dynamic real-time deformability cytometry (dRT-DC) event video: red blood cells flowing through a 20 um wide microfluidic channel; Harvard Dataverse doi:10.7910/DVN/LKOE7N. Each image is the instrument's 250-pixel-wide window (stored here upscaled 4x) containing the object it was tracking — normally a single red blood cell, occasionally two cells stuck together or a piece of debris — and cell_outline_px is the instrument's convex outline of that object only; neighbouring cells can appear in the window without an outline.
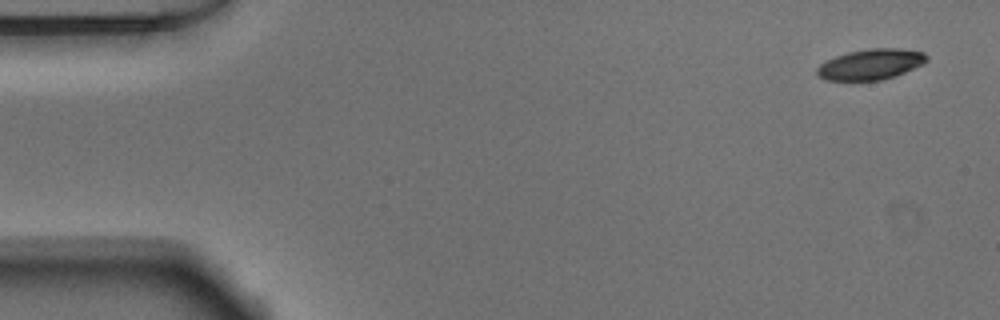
{"species": "Egyptian fruit bat (a non-hibernating species)", "species_latin": "Rousettus aegyptiacus", "temperature_condition": "warm", "stored_images_in_passage": 48, "camera_frame_rate_fps": 3000, "um_per_image_px": 0.085, "animal": {"sex": "male"}, "frame": {"image": 1, "passage_image": 1, "time_ms": 0.0, "image_size_px": [1000, 320], "cell_outline_px": [[928, 60], [924, 64], [904, 72], [880, 80], [824, 80], [816, 72], [816, 68], [820, 64], [836, 56], [848, 52], [868, 48], [896, 48], [924, 52], [928, 56]], "centroid_in_image_um": [74.02, 5.45], "position_along_channel_um": 11.0, "area_um2": 19.42}}
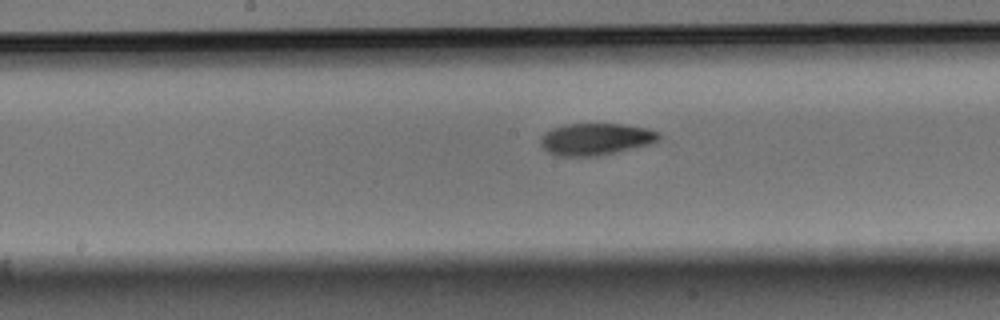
{"frame": {"image": 2, "passage_image": 25, "time_ms": 8.0, "image_size_px": [1000, 320], "cell_outline_px": [[660, 136], [656, 140], [648, 144], [600, 156], [556, 156], [548, 152], [540, 144], [540, 136], [544, 132], [552, 128], [564, 124], [624, 124], [648, 128], [660, 132]], "centroid_in_image_um": [50.59, 11.82], "position_along_channel_um": 197.6, "area_um2": 22.08}}
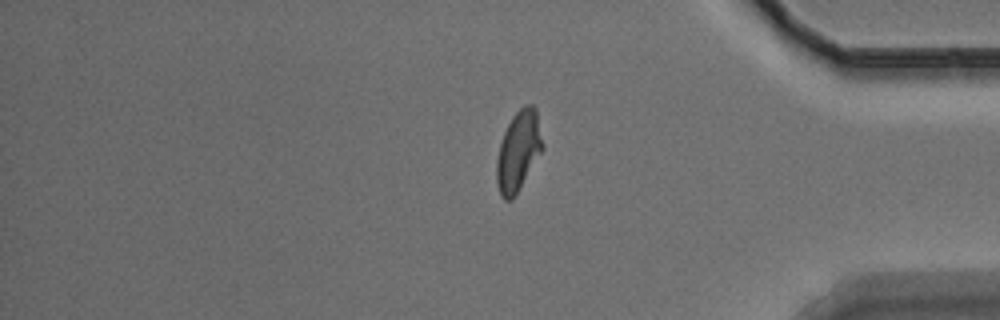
{"frame": {"image": 3, "passage_image": 42, "time_ms": 13.667, "image_size_px": [1000, 320], "cell_outline_px": [[544, 148], [512, 200], [504, 200], [500, 196], [496, 180], [496, 160], [500, 144], [504, 132], [512, 116], [524, 104], [532, 104], [536, 108], [544, 144]], "centroid_in_image_um": [44.07, 12.82], "position_along_channel_um": 391.1, "area_um2": 21.5}, "authors_computed_cell_mechanics": {"area_um2": 21.1837, "velocity_mm_per_s": 3.8326, "shape_relaxation_time_tau1_ms": 3.5168, "shape_relaxation_time_tau2_ms": 3.9379, "deformation_change_tau1": 0.1549, "deformation_change_tau2": 0.0856}}